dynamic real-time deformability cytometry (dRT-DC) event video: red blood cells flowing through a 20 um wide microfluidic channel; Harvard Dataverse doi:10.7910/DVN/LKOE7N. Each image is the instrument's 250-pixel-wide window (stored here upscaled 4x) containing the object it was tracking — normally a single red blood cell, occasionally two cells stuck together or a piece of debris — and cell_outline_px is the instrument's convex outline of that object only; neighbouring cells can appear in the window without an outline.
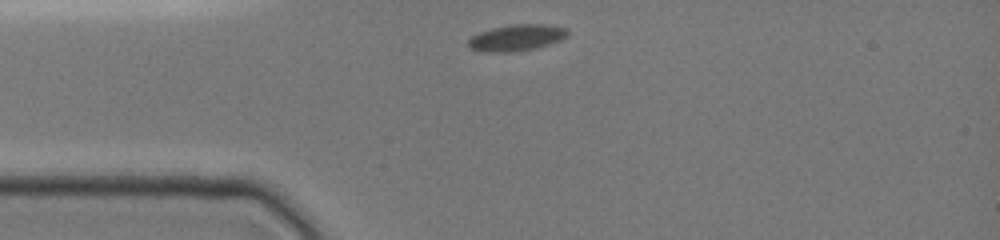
{"species": "common noctule bat (a hibernating species)", "species_latin": "Nyctalus noctula", "temperature_condition": "cold", "stored_images_in_passage": 8, "camera_frame_rate_fps": 3000, "um_per_image_px": 0.085, "animal": {"sex": "female", "body_mass_g": 19.0, "forearm_length_mm": 51.5}, "frame": {"image": 1, "passage_image": 1, "time_ms": 0.0, "image_size_px": [1000, 240], "cell_outline_px": [[568, 36], [560, 40], [536, 48], [512, 52], [488, 52], [468, 48], [468, 40], [472, 36], [480, 32], [492, 28], [508, 24], [548, 24], [568, 28]], "centroid_in_image_um": [43.92, 3.19], "position_along_channel_um": 41.1, "area_um2": 15.37}}
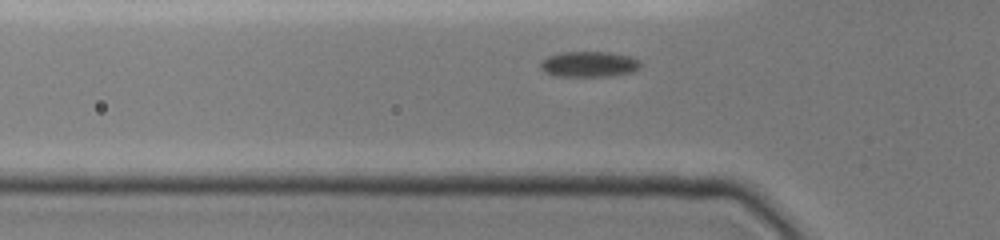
{"frame": {"image": 2, "passage_image": 4, "time_ms": 1.333, "image_size_px": [1000, 240], "cell_outline_px": [[640, 68], [636, 72], [612, 76], [552, 76], [544, 72], [540, 68], [540, 60], [548, 56], [564, 52], [608, 52], [632, 56], [640, 60]], "centroid_in_image_um": [50.09, 5.46], "position_along_channel_um": 75.7, "area_um2": 15.26}}
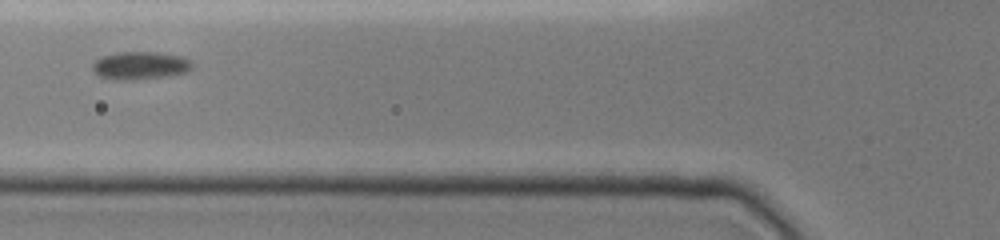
{"frame": {"image": 3, "passage_image": 6, "time_ms": 2.333, "image_size_px": [1000, 240], "cell_outline_px": [[192, 68], [188, 72], [168, 76], [132, 80], [116, 80], [100, 76], [92, 68], [92, 64], [96, 60], [104, 56], [116, 52], [156, 52], [180, 56], [192, 60]], "centroid_in_image_um": [11.95, 5.57], "position_along_channel_um": 113.8, "area_um2": 16.18}}